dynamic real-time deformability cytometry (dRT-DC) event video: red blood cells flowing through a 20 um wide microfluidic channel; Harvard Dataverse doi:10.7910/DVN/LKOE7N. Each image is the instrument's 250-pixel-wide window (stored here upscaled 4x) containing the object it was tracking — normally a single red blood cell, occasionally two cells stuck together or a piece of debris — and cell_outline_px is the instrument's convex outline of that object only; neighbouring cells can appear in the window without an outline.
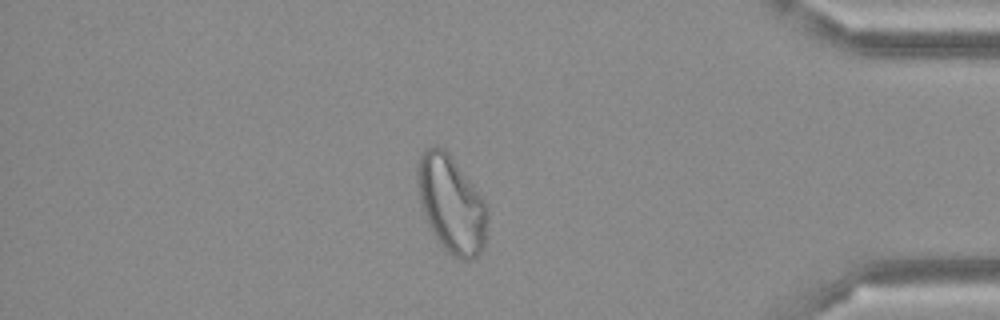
{"species": "Egyptian fruit bat (a non-hibernating species)", "species_latin": "Rousettus aegyptiacus", "temperature_condition": "cold", "stored_images_in_passage": 50, "camera_frame_rate_fps": 3000, "um_per_image_px": 0.085, "frame": {"image": 1, "passage_image": 43, "time_ms": 14.0, "image_size_px": [1000, 320], "cell_outline_px": [[488, 216], [484, 248], [476, 256], [468, 260], [464, 260], [452, 256], [444, 248], [432, 232], [428, 224], [420, 200], [416, 180], [416, 168], [420, 152], [432, 144], [436, 144], [444, 148], [448, 152], [484, 200], [488, 208]], "centroid_in_image_um": [38.35, 17.32], "position_along_channel_um": 396.9, "area_um2": 39.71}}